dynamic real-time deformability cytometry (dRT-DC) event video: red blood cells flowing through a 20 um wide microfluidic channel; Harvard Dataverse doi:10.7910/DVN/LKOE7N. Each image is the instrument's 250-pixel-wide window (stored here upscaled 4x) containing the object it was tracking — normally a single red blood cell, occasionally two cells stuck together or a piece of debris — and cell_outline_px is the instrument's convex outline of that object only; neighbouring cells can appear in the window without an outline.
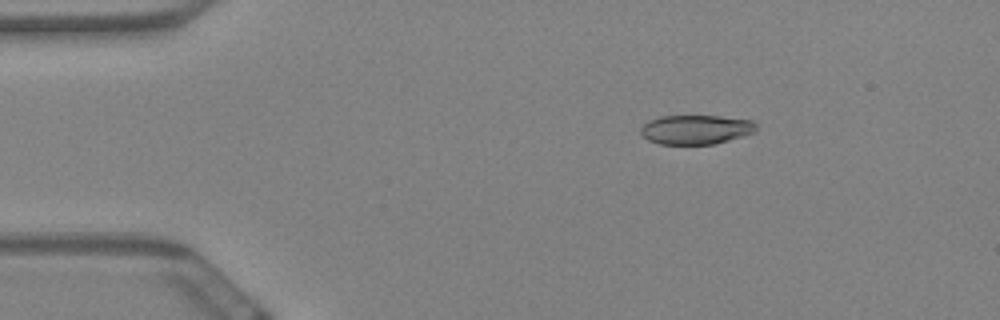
{"species": "Egyptian fruit bat (a non-hibernating species)", "species_latin": "Rousettus aegyptiacus", "temperature_condition": "warm", "stored_images_in_passage": 60, "camera_frame_rate_fps": 3000, "um_per_image_px": 0.085, "animal": {"sex": "female"}, "frame": {"image": 1, "passage_image": 10, "time_ms": 3.0, "image_size_px": [1000, 320], "cell_outline_px": [[756, 132], [716, 144], [660, 144], [648, 140], [640, 132], [640, 128], [648, 120], [660, 116], [720, 116], [752, 120], [756, 124]], "centroid_in_image_um": [59.16, 11.01], "position_along_channel_um": 25.8, "area_um2": 19.83}}
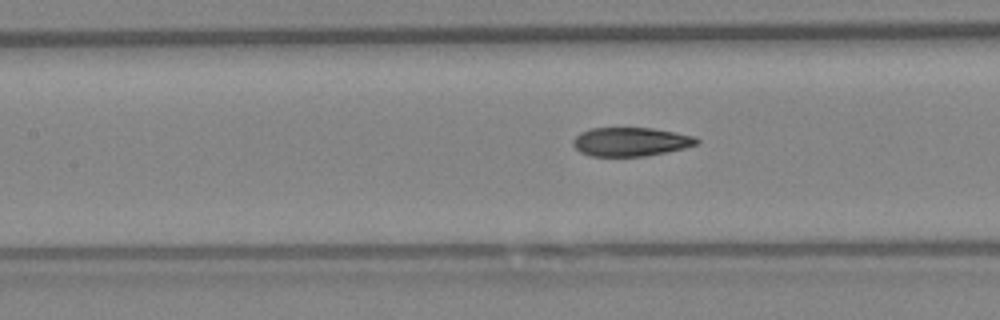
{"frame": {"image": 2, "passage_image": 27, "time_ms": 8.667, "image_size_px": [1000, 320], "cell_outline_px": [[700, 140], [696, 144], [684, 148], [668, 152], [648, 156], [592, 156], [580, 152], [572, 144], [572, 140], [580, 132], [592, 128], [652, 128], [676, 132], [696, 136]], "centroid_in_image_um": [53.62, 12.05], "position_along_channel_um": 153.8, "area_um2": 20.87}}
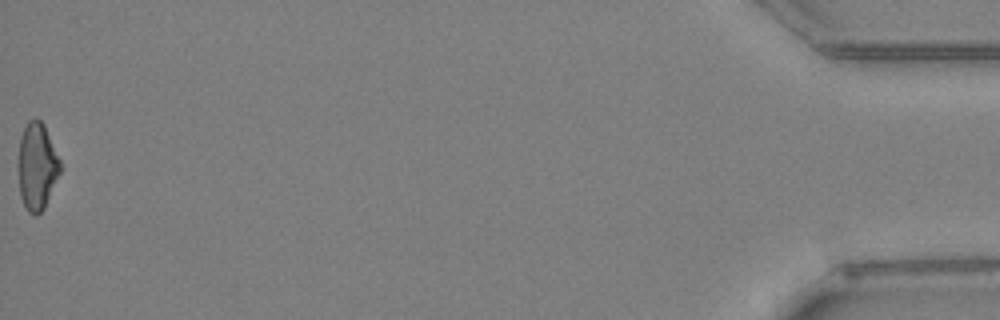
{"frame": {"image": 3, "passage_image": 60, "time_ms": 19.667, "image_size_px": [1000, 320], "cell_outline_px": [[60, 172], [44, 208], [36, 216], [28, 212], [20, 196], [16, 164], [20, 136], [28, 120], [36, 116], [44, 124], [60, 160]], "centroid_in_image_um": [3.1, 14.11], "position_along_channel_um": 432.1, "area_um2": 21.68}, "authors_computed_cell_mechanics": {"area_um2": 21.4438, "velocity_mm_per_s": 3.4547, "shape_relaxation_time_tau1_ms": 10.1253, "shape_relaxation_time_tau2_ms": 2.5903, "deformation_change_tau1": 0.2225, "deformation_change_tau2": 0.0997}}